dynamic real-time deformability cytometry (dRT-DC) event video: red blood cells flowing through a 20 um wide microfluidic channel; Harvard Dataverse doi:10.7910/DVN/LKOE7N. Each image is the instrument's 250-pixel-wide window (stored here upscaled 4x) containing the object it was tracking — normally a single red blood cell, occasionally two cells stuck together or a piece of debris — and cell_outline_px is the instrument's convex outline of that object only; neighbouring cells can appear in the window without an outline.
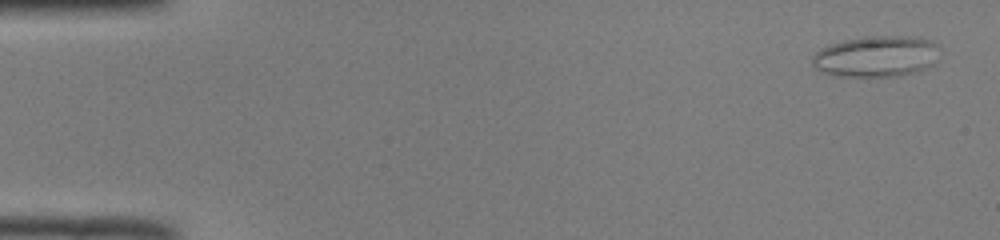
{"species": "common noctule bat (a hibernating species)", "species_latin": "Nyctalus noctula", "temperature_condition": "room temperature", "stored_images_in_passage": 51, "camera_frame_rate_fps": 3000, "um_per_image_px": 0.085, "animal": {"sex": "male", "body_mass_g": 19.0, "forearm_length_mm": 50.8}, "frame": {"image": 1, "passage_image": 2, "time_ms": 0.333, "image_size_px": [1000, 240], "cell_outline_px": [[940, 48], [932, 64], [924, 68], [912, 72], [896, 76], [832, 76], [816, 68], [812, 64], [812, 56], [820, 48], [844, 40], [864, 36], [920, 36], [932, 40], [940, 44]], "centroid_in_image_um": [74.49, 4.77], "position_along_channel_um": 10.5, "area_um2": 30.63}}
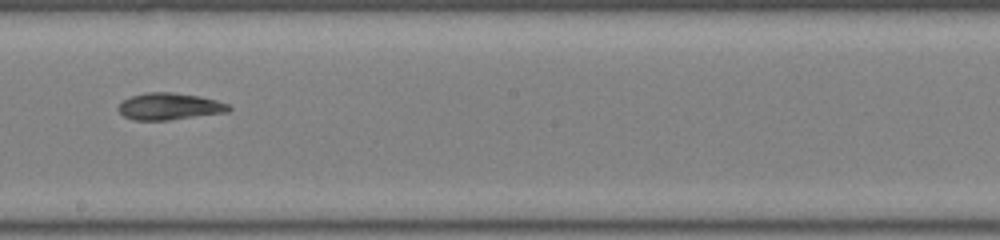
{"frame": {"image": 2, "passage_image": 29, "time_ms": 9.333, "image_size_px": [1000, 240], "cell_outline_px": [[232, 108], [228, 112], [168, 120], [136, 120], [124, 116], [116, 108], [124, 100], [132, 96], [144, 92], [172, 92], [200, 96], [216, 100], [228, 104]], "centroid_in_image_um": [14.41, 9.04], "position_along_channel_um": 233.8, "area_um2": 17.22}}
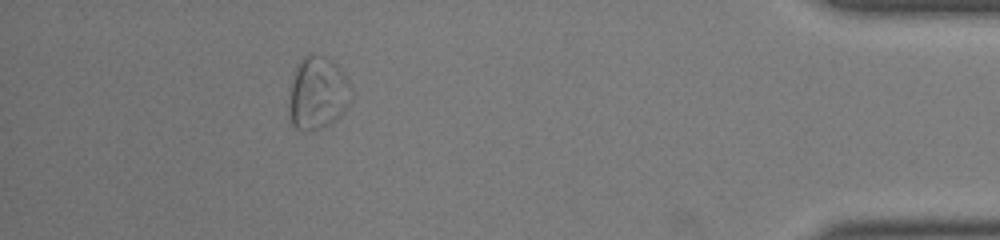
{"frame": {"image": 3, "passage_image": 46, "time_ms": 15.0, "image_size_px": [1000, 240], "cell_outline_px": [[352, 100], [348, 108], [336, 120], [320, 128], [308, 132], [304, 132], [296, 128], [292, 124], [288, 116], [288, 88], [296, 64], [308, 52], [312, 52], [324, 56], [336, 64], [348, 80], [352, 88]], "centroid_in_image_um": [26.97, 7.91], "position_along_channel_um": 408.2, "area_um2": 27.46}, "authors_computed_cell_mechanics": {"area_um2": 20.1144, "velocity_mm_per_s": 3.9758, "shape_relaxation_time_tau1_ms": null, "shape_relaxation_time_tau2_ms": 5.7134, "deformation_change_tau1": null, "deformation_change_tau2": 0.1211}}